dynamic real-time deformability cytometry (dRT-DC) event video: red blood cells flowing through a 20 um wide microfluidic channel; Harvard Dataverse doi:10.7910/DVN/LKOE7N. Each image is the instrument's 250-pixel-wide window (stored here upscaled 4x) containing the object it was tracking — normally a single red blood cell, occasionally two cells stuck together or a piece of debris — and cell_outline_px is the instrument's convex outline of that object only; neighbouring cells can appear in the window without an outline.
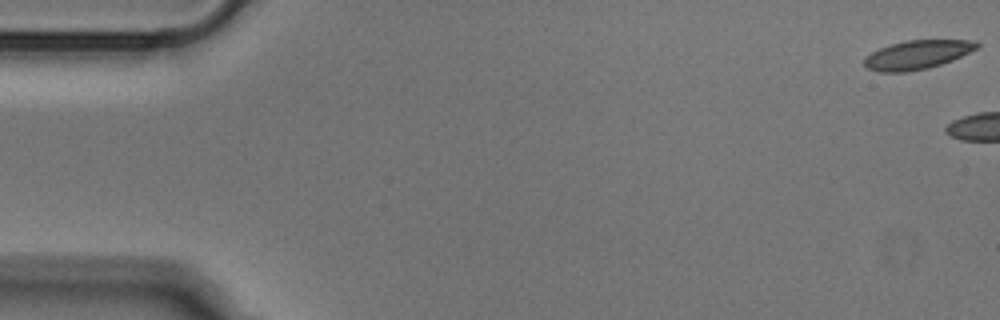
{"species": "Egyptian fruit bat (a non-hibernating species)", "species_latin": "Rousettus aegyptiacus", "temperature_condition": "cold", "stored_images_in_passage": 4, "camera_frame_rate_fps": 3000, "um_per_image_px": 0.085, "animal": {"sex": "male"}, "frame": {"image": 1, "passage_image": 1, "time_ms": 0.0, "image_size_px": [1000, 320], "cell_outline_px": [[980, 48], [952, 60], [928, 68], [908, 72], [880, 72], [868, 68], [864, 64], [864, 60], [872, 52], [880, 48], [904, 40], [976, 40], [980, 44]], "centroid_in_image_um": [78.02, 4.64], "position_along_channel_um": 7.0, "area_um2": 18.9}}